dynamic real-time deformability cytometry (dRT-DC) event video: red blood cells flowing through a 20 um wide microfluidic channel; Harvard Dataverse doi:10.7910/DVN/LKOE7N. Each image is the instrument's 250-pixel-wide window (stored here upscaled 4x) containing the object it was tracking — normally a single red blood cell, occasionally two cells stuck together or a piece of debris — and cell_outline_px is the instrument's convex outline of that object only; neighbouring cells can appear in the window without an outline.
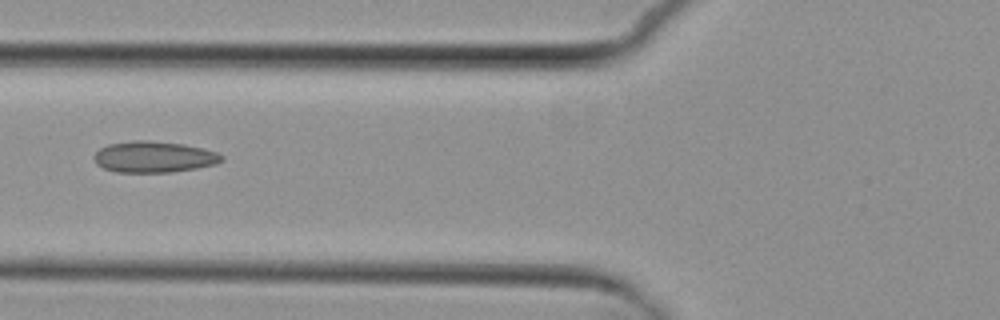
{"species": "common noctule bat (a hibernating species)", "species_latin": "Nyctalus noctula", "temperature_condition": "cold", "stored_images_in_passage": 2, "camera_frame_rate_fps": 3000, "um_per_image_px": 0.085, "animal": {"sex": "female", "body_mass_g": 29.2, "forearm_length_mm": 56.3}, "frame": {"image": 1, "passage_image": 2, "time_ms": 1.0, "image_size_px": [1000, 320], "cell_outline_px": [[224, 160], [216, 164], [196, 168], [172, 172], [116, 172], [104, 168], [96, 164], [92, 156], [100, 148], [108, 144], [132, 140], [148, 140], [184, 144], [216, 152], [224, 156]], "centroid_in_image_um": [13.06, 13.33], "position_along_channel_um": 112.7, "area_um2": 23.29}}